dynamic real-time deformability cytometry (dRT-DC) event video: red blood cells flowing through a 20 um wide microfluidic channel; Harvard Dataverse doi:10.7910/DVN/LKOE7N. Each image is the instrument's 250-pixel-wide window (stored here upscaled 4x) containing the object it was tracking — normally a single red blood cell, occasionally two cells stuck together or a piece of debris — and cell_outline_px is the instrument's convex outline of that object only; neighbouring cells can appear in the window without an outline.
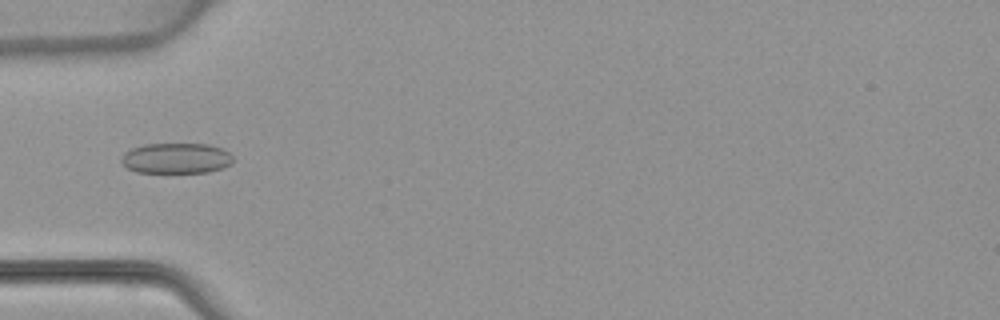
{"species": "common noctule bat (a hibernating species)", "species_latin": "Nyctalus noctula", "temperature_condition": "warm", "stored_images_in_passage": 4, "camera_frame_rate_fps": 3000, "um_per_image_px": 0.085, "animal": {"sex": "female", "body_mass_g": 22.7, "forearm_length_mm": 54.2}, "frame": {"image": 1, "passage_image": 4, "time_ms": 4.333, "image_size_px": [1000, 320], "cell_outline_px": [[232, 160], [228, 164], [220, 168], [208, 172], [136, 172], [128, 168], [120, 160], [120, 156], [124, 152], [132, 148], [144, 144], [208, 144], [220, 148], [228, 152], [232, 156]], "centroid_in_image_um": [14.92, 13.44], "position_along_channel_um": 70.1, "area_um2": 19.65}}